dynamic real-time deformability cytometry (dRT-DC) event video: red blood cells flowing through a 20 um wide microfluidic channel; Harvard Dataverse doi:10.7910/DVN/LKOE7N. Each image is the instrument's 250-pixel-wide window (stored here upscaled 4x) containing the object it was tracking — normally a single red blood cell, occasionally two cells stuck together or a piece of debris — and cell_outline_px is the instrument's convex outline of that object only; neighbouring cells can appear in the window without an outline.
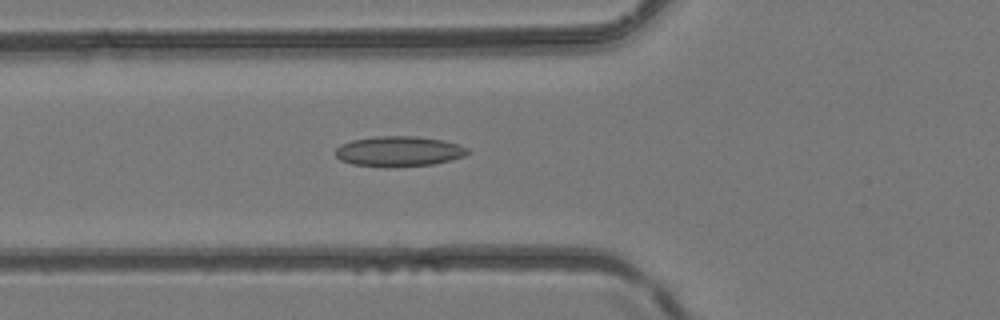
{"species": "common noctule bat (a hibernating species)", "species_latin": "Nyctalus noctula", "temperature_condition": "room temperature", "stored_images_in_passage": 34, "camera_frame_rate_fps": 3000, "um_per_image_px": 0.085, "animal": {"sex": "female", "body_mass_g": 24.6, "forearm_length_mm": 56.2}, "frame": {"image": 1, "passage_image": 10, "time_ms": 3.0, "image_size_px": [1000, 320], "cell_outline_px": [[472, 152], [464, 156], [432, 164], [392, 168], [384, 168], [352, 164], [340, 160], [336, 156], [336, 148], [340, 144], [352, 140], [376, 136], [412, 136], [444, 140], [468, 148]], "centroid_in_image_um": [33.88, 12.88], "position_along_channel_um": 91.9, "area_um2": 23.52}}
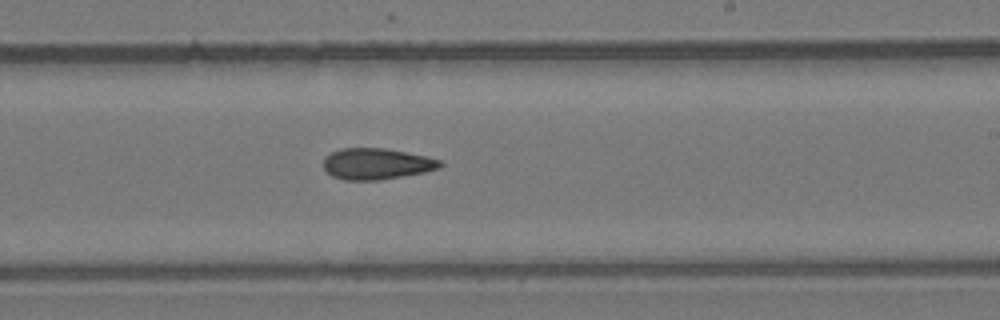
{"frame": {"image": 2, "passage_image": 20, "time_ms": 6.333, "image_size_px": [1000, 320], "cell_outline_px": [[444, 164], [440, 168], [424, 172], [380, 180], [344, 180], [332, 176], [324, 168], [324, 156], [340, 148], [384, 148], [424, 156], [440, 160]], "centroid_in_image_um": [31.99, 13.93], "position_along_channel_um": 257.0, "area_um2": 21.1}}
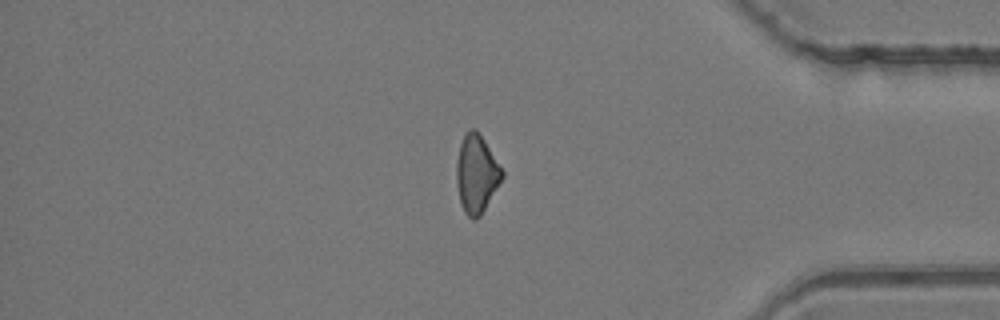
{"frame": {"image": 3, "passage_image": 30, "time_ms": 9.667, "image_size_px": [1000, 320], "cell_outline_px": [[504, 176], [480, 216], [476, 220], [472, 220], [464, 212], [460, 204], [456, 184], [456, 164], [460, 144], [464, 132], [472, 128], [476, 128], [484, 140], [504, 172]], "centroid_in_image_um": [40.48, 14.78], "position_along_channel_um": 394.7, "area_um2": 20.81}}